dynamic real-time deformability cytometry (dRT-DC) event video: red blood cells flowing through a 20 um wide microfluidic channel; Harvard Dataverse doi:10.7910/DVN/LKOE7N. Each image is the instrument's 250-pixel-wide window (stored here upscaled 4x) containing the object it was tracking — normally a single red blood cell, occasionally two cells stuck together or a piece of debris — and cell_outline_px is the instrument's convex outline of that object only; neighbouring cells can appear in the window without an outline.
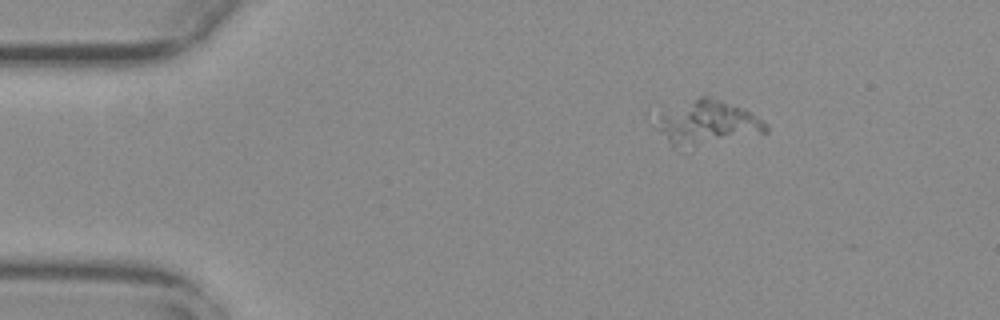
{"species": "common noctule bat (a hibernating species)", "species_latin": "Nyctalus noctula", "temperature_condition": "warm", "stored_images_in_passage": 13, "camera_frame_rate_fps": 3000, "um_per_image_px": 0.085, "animal": {"sex": "female", "body_mass_g": 29.2, "forearm_length_mm": 56.3}, "frame": {"image": 1, "passage_image": 1, "time_ms": 0.0, "image_size_px": [1000, 320], "cell_outline_px": [[768, 132], [672, 144], [656, 128], [660, 116], [664, 112], [700, 96], [708, 96], [744, 108], [768, 124]], "centroid_in_image_um": [60.18, 10.31], "position_along_channel_um": 24.8, "area_um2": 25.37}}
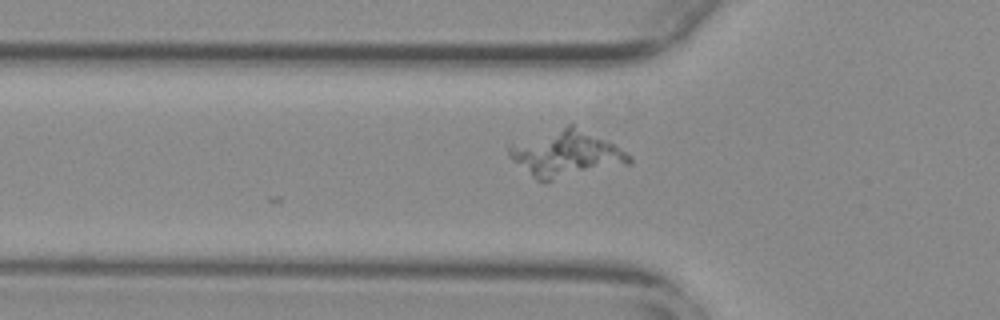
{"frame": {"image": 2, "passage_image": 11, "time_ms": 3.333, "image_size_px": [1000, 320], "cell_outline_px": [[632, 164], [544, 184], [536, 180], [508, 156], [508, 144], [568, 124], [572, 124], [608, 140], [628, 152], [632, 156]], "centroid_in_image_um": [48.15, 13.11], "position_along_channel_um": 77.6, "area_um2": 33.58}}